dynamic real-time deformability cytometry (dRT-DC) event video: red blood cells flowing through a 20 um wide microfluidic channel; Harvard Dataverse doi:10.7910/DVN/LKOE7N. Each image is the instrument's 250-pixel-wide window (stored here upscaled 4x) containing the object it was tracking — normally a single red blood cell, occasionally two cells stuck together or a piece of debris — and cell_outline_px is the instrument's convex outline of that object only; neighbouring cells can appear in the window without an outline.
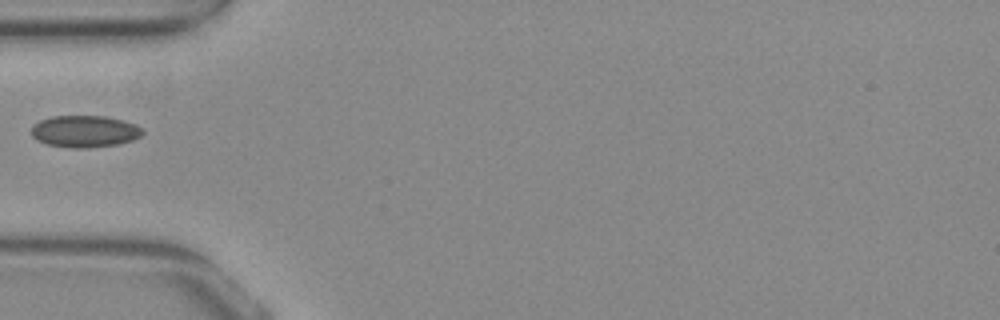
{"species": "common noctule bat (a hibernating species)", "species_latin": "Nyctalus noctula", "temperature_condition": "warm", "stored_images_in_passage": 9, "camera_frame_rate_fps": 3000, "um_per_image_px": 0.085, "animal": {"sex": "female", "body_mass_g": 29.2, "forearm_length_mm": 56.3}, "frame": {"image": 1, "passage_image": 1, "time_ms": 0.0, "image_size_px": [1000, 320], "cell_outline_px": [[144, 132], [140, 136], [132, 140], [120, 144], [88, 148], [76, 148], [48, 144], [36, 140], [32, 136], [32, 124], [40, 120], [52, 116], [104, 116], [124, 120], [136, 124]], "centroid_in_image_um": [7.2, 11.16], "position_along_channel_um": 77.8, "area_um2": 20.69}}
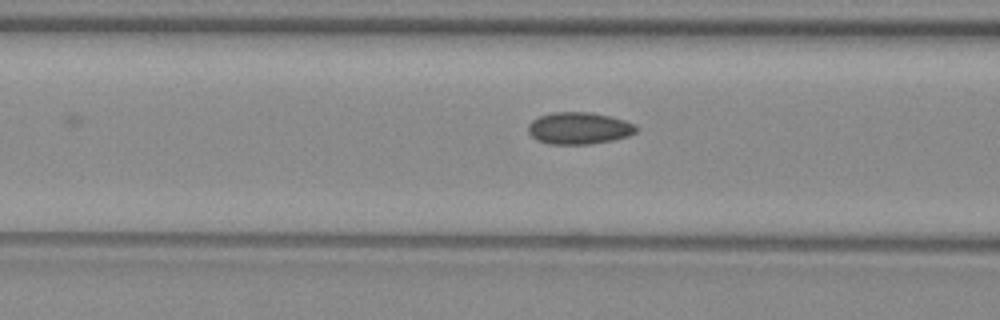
{"frame": {"image": 2, "passage_image": 4, "time_ms": 1.0, "image_size_px": [1000, 320], "cell_outline_px": [[636, 132], [628, 136], [612, 140], [592, 144], [548, 144], [536, 140], [528, 132], [528, 124], [532, 120], [540, 116], [552, 112], [588, 112], [612, 116], [636, 124]], "centroid_in_image_um": [49.21, 10.9], "position_along_channel_um": 117.4, "area_um2": 20.23}}
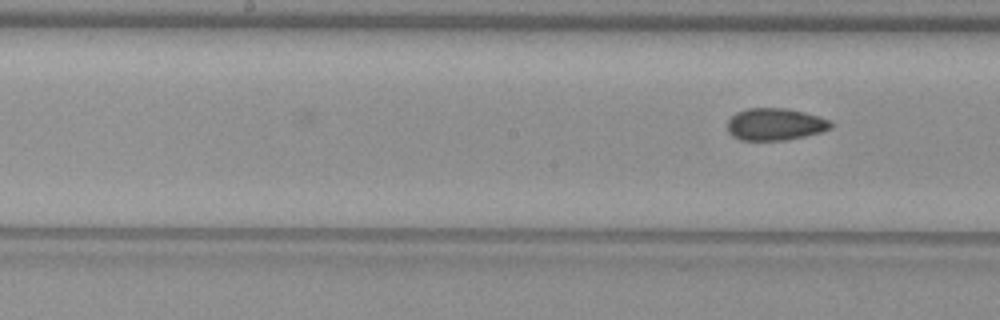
{"frame": {"image": 3, "passage_image": 9, "time_ms": 2.667, "image_size_px": [1000, 320], "cell_outline_px": [[832, 128], [820, 132], [804, 136], [784, 140], [740, 140], [732, 136], [728, 132], [728, 120], [736, 112], [748, 108], [784, 108], [804, 112], [820, 116], [832, 120]], "centroid_in_image_um": [65.89, 10.56], "position_along_channel_um": 182.3, "area_um2": 19.42}}